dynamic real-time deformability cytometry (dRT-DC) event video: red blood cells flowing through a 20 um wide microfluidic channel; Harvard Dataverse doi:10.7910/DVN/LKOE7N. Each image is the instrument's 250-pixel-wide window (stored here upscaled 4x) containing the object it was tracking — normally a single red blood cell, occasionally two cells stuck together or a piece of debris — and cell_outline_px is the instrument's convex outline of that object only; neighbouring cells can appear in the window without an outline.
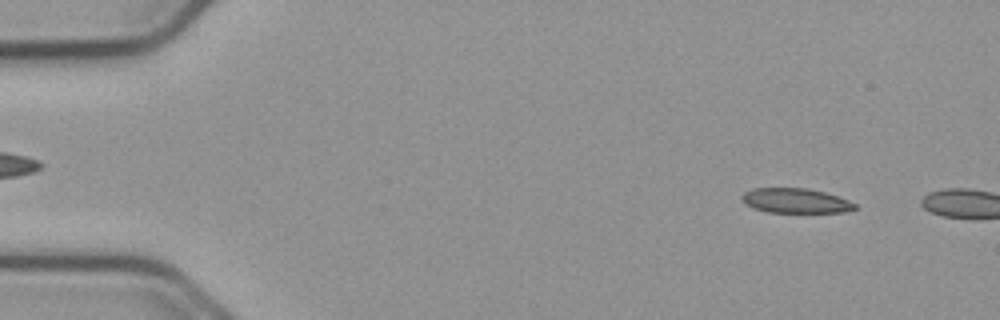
{"species": "common noctule bat (a hibernating species)", "species_latin": "Nyctalus noctula", "temperature_condition": "cold", "stored_images_in_passage": 7, "camera_frame_rate_fps": 3000, "um_per_image_px": 0.085, "animal": {"sex": "male", "body_mass_g": 23.1, "forearm_length_mm": 52.7}, "frame": {"image": 1, "passage_image": 5, "time_ms": 1.333, "image_size_px": [1000, 320], "cell_outline_px": [[856, 208], [844, 212], [768, 212], [752, 208], [744, 204], [740, 200], [740, 196], [744, 192], [752, 188], [808, 188], [824, 192], [848, 200], [856, 204]], "centroid_in_image_um": [67.55, 17.05], "position_along_channel_um": 17.5, "area_um2": 16.36}}